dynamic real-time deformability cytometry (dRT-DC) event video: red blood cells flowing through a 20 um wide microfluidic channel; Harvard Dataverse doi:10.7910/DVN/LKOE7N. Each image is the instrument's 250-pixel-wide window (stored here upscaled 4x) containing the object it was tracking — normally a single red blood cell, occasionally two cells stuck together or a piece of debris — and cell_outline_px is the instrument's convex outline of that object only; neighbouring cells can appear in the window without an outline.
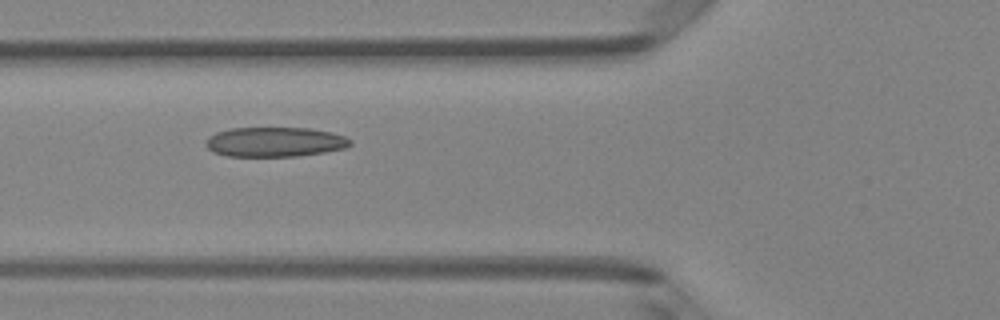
{"species": "Egyptian fruit bat (a non-hibernating species)", "species_latin": "Rousettus aegyptiacus", "temperature_condition": "room temperature", "stored_images_in_passage": 8, "camera_frame_rate_fps": 3000, "um_per_image_px": 0.085, "animal": {"sex": "female"}, "frame": {"image": 1, "passage_image": 6, "time_ms": 1.667, "image_size_px": [1000, 320], "cell_outline_px": [[352, 144], [344, 148], [324, 152], [296, 156], [228, 156], [212, 152], [204, 144], [208, 136], [216, 132], [232, 128], [308, 128], [328, 132], [344, 136], [352, 140]], "centroid_in_image_um": [23.32, 12.07], "position_along_channel_um": 102.5, "area_um2": 24.91}}
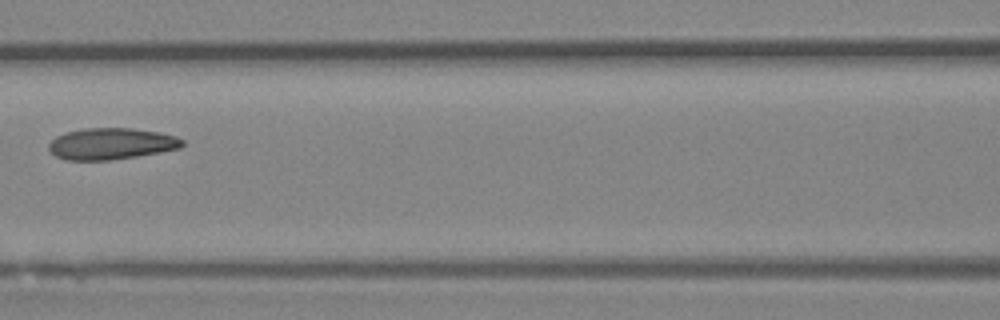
{"frame": {"image": 2, "passage_image": 7, "time_ms": 2.0, "image_size_px": [1000, 320], "cell_outline_px": [[184, 144], [180, 148], [160, 152], [112, 160], [68, 160], [56, 156], [48, 148], [48, 144], [56, 136], [64, 132], [84, 128], [132, 128], [160, 132], [176, 136], [184, 140]], "centroid_in_image_um": [9.46, 12.21], "position_along_channel_um": 157.1, "area_um2": 24.57}}
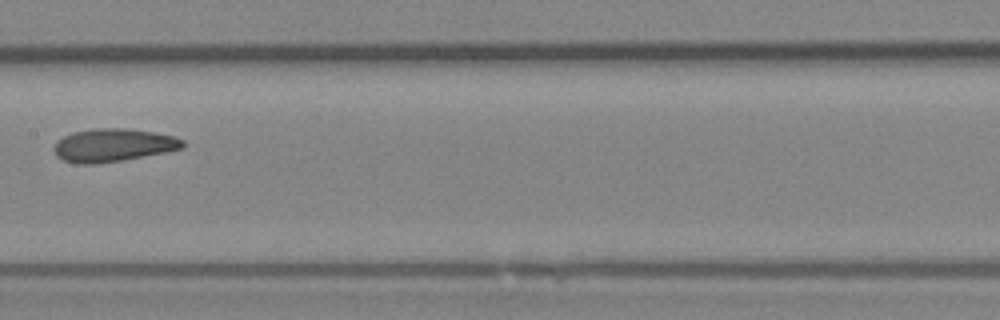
{"frame": {"image": 3, "passage_image": 8, "time_ms": 2.333, "image_size_px": [1000, 320], "cell_outline_px": [[184, 148], [124, 160], [96, 164], [80, 164], [64, 160], [56, 156], [52, 148], [56, 140], [72, 132], [96, 128], [124, 128], [152, 132], [172, 136], [184, 140]], "centroid_in_image_um": [9.57, 12.34], "position_along_channel_um": 197.8, "area_um2": 24.8}}